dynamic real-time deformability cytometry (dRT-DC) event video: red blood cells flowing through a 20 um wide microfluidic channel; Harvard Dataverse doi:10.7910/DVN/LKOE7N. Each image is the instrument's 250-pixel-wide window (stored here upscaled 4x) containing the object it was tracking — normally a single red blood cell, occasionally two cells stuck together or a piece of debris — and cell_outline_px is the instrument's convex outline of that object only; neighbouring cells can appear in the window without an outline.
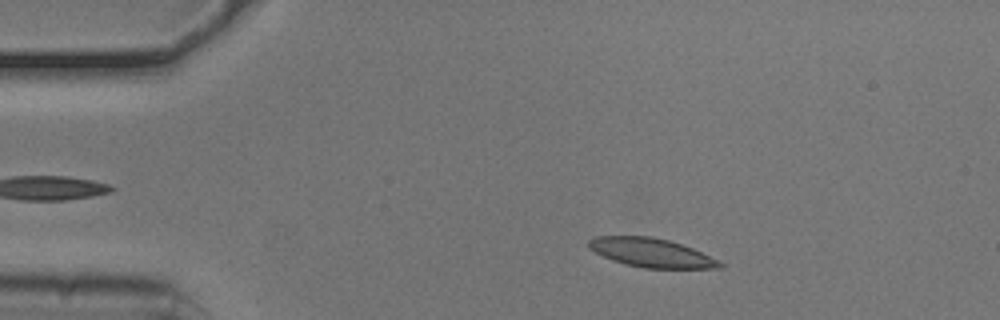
{"species": "common noctule bat (a hibernating species)", "species_latin": "Nyctalus noctula", "temperature_condition": "cold", "stored_images_in_passage": 51, "camera_frame_rate_fps": 3000, "um_per_image_px": 0.085, "animal": {"sex": "male", "body_mass_g": 20.5, "forearm_length_mm": 52.5}, "frame": {"image": 1, "passage_image": 7, "time_ms": 2.0, "image_size_px": [1000, 320], "cell_outline_px": [[724, 268], [644, 268], [624, 264], [612, 260], [588, 248], [588, 240], [596, 236], [652, 236], [668, 240], [692, 248], [724, 264]], "centroid_in_image_um": [55.32, 21.48], "position_along_channel_um": 29.7, "area_um2": 21.85}}
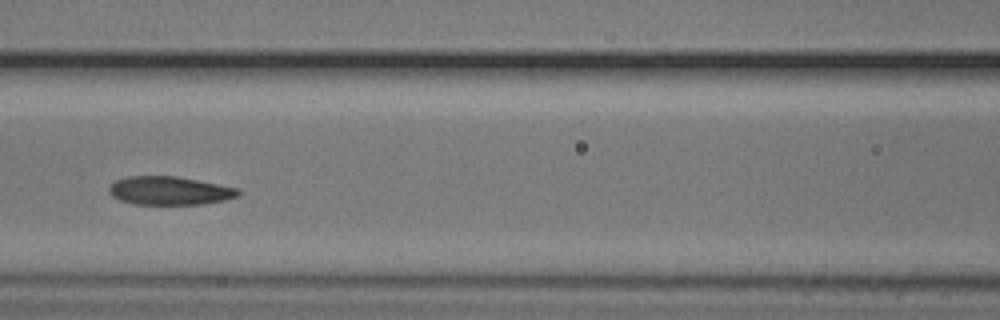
{"frame": {"image": 2, "passage_image": 21, "time_ms": 6.667, "image_size_px": [1000, 320], "cell_outline_px": [[240, 196], [224, 200], [200, 204], [132, 204], [120, 200], [112, 196], [108, 192], [108, 188], [116, 180], [128, 176], [176, 176], [240, 188]], "centroid_in_image_um": [14.42, 16.21], "position_along_channel_um": 152.2, "area_um2": 21.44}}
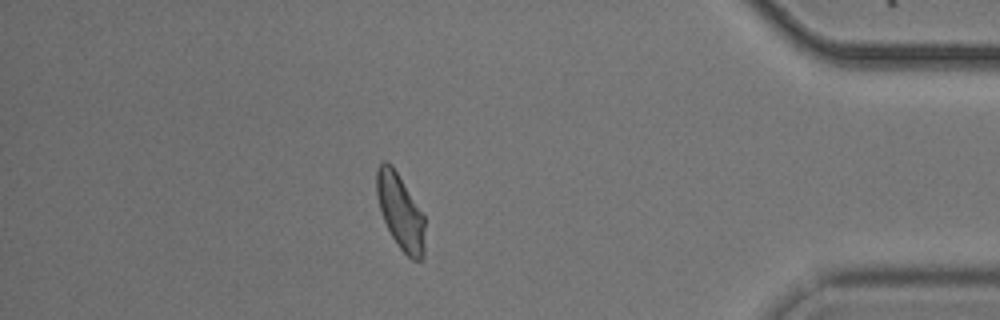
{"frame": {"image": 3, "passage_image": 44, "time_ms": 14.333, "image_size_px": [1000, 320], "cell_outline_px": [[424, 256], [420, 260], [412, 260], [400, 248], [392, 236], [384, 220], [376, 196], [376, 168], [380, 160], [384, 160], [392, 164], [424, 216]], "centroid_in_image_um": [34.01, 17.95], "position_along_channel_um": 401.2, "area_um2": 21.04}, "authors_computed_cell_mechanics": {"area_um2": 21.7906, "velocity_mm_per_s": 3.7573, "shape_relaxation_time_tau1_ms": 10.3749, "shape_relaxation_time_tau2_ms": 2.6546, "deformation_change_tau1": 0.2104, "deformation_change_tau2": 0.0858}}